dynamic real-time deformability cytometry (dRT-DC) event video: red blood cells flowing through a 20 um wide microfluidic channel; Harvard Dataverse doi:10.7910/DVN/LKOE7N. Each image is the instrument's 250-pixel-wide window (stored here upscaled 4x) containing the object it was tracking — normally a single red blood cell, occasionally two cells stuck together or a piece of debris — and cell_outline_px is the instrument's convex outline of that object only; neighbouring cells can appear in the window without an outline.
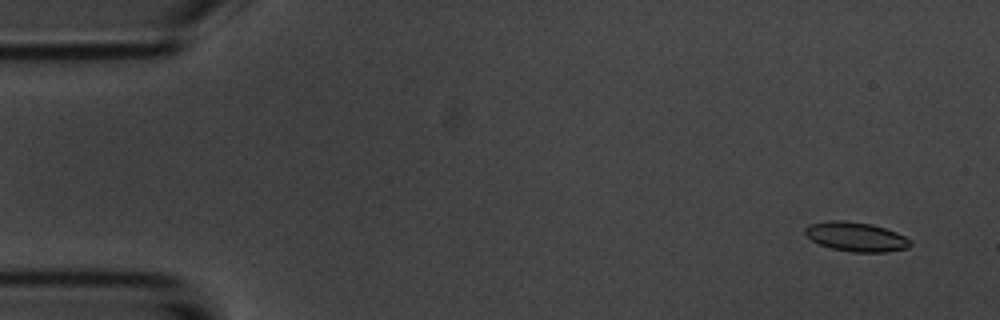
{"species": "common noctule bat (a hibernating species)", "species_latin": "Nyctalus noctula", "temperature_condition": "room temperature", "stored_images_in_passage": 5, "camera_frame_rate_fps": 3000, "um_per_image_px": 0.085, "animal": {"sex": "male", "body_mass_g": 20.1, "forearm_length_mm": 53.5}, "frame": {"image": 1, "passage_image": 1, "time_ms": 0.0, "image_size_px": [1000, 320], "cell_outline_px": [[912, 244], [908, 248], [884, 252], [852, 252], [832, 248], [820, 244], [812, 240], [804, 232], [804, 228], [808, 224], [828, 220], [844, 220], [872, 224], [896, 232], [904, 236]], "centroid_in_image_um": [72.73, 20.11], "position_along_channel_um": 12.3, "area_um2": 17.92}}